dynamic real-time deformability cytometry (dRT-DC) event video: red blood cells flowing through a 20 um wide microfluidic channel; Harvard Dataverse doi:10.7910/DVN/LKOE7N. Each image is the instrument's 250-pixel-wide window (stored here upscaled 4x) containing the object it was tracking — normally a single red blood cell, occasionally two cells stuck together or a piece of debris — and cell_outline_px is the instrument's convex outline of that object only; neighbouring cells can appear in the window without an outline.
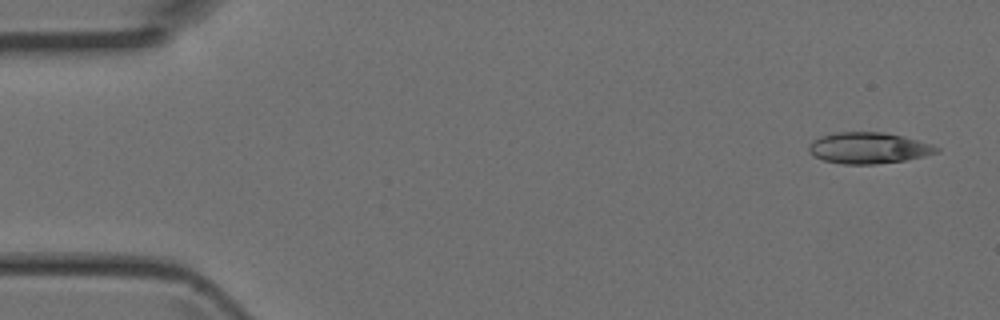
{"species": "Egyptian fruit bat (a non-hibernating species)", "species_latin": "Rousettus aegyptiacus", "temperature_condition": "room temperature", "stored_images_in_passage": 4, "camera_frame_rate_fps": 3000, "um_per_image_px": 0.085, "animal": {"sex": "female"}, "frame": {"image": 1, "passage_image": 1, "time_ms": 0.0, "image_size_px": [1000, 320], "cell_outline_px": [[940, 152], [924, 156], [904, 160], [876, 164], [844, 164], [824, 160], [808, 152], [808, 144], [812, 140], [820, 136], [836, 132], [884, 132], [904, 136], [932, 144], [940, 148]], "centroid_in_image_um": [73.83, 12.57], "position_along_channel_um": 11.2, "area_um2": 23.29}}
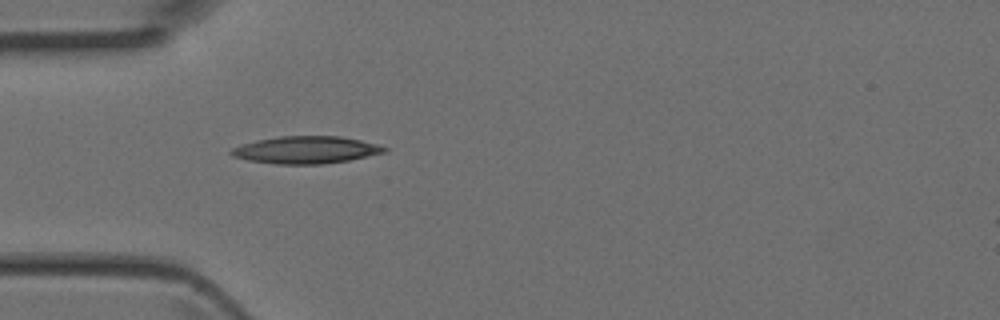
{"frame": {"image": 2, "passage_image": 4, "time_ms": 1.0, "image_size_px": [1000, 320], "cell_outline_px": [[388, 152], [348, 160], [324, 164], [276, 164], [248, 160], [232, 156], [228, 152], [232, 148], [240, 144], [256, 140], [280, 136], [340, 136], [360, 140], [376, 144], [388, 148]], "centroid_in_image_um": [25.99, 12.74], "position_along_channel_um": 59.0, "area_um2": 24.45}}